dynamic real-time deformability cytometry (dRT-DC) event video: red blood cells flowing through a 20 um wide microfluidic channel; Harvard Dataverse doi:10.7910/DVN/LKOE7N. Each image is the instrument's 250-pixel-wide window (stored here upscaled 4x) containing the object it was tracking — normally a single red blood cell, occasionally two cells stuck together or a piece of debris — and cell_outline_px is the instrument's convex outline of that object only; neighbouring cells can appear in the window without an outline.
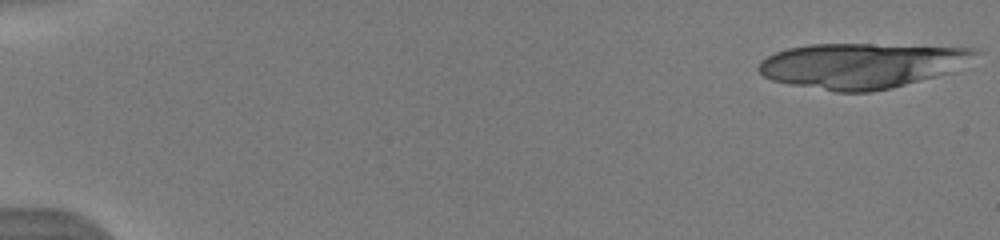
{"species": "human", "species_latin": "Homo sapiens", "temperature_condition": "warm", "stored_images_in_passage": 19, "camera_frame_rate_fps": 3000, "um_per_image_px": 0.085, "donor": {"sex": "male"}, "frame": {"image": 1, "passage_image": 1, "time_ms": 0.0, "image_size_px": [1000, 240], "cell_outline_px": [[984, 52], [960, 72], [892, 88], [868, 92], [836, 92], [788, 84], [772, 80], [764, 76], [756, 68], [760, 60], [776, 52], [788, 48], [808, 44], [872, 44], [976, 48]], "centroid_in_image_um": [73.4, 5.57], "position_along_channel_um": 11.6, "area_um2": 58.49}}